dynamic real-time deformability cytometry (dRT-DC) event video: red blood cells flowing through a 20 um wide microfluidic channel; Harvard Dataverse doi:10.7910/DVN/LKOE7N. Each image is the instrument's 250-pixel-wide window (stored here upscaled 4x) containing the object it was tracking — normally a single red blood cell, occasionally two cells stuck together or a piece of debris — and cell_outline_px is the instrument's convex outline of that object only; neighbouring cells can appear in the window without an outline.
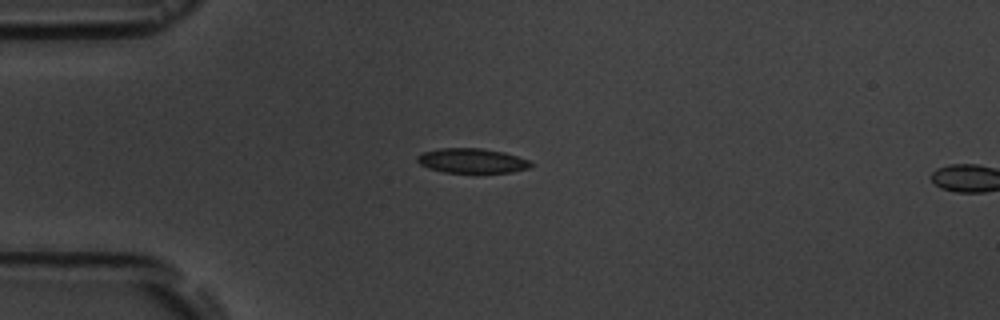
{"species": "common noctule bat (a hibernating species)", "species_latin": "Nyctalus noctula", "temperature_condition": "room temperature", "stored_images_in_passage": 5, "camera_frame_rate_fps": 3000, "um_per_image_px": 0.085, "animal": {"sex": "male", "body_mass_g": 19.5, "forearm_length_mm": 54.6}, "frame": {"image": 1, "passage_image": 4, "time_ms": 3.333, "image_size_px": [1000, 320], "cell_outline_px": [[532, 164], [528, 168], [512, 172], [444, 172], [428, 168], [420, 164], [416, 160], [416, 156], [424, 152], [440, 148], [480, 148], [504, 152], [528, 160]], "centroid_in_image_um": [40.08, 13.65], "position_along_channel_um": 44.9, "area_um2": 16.13}}